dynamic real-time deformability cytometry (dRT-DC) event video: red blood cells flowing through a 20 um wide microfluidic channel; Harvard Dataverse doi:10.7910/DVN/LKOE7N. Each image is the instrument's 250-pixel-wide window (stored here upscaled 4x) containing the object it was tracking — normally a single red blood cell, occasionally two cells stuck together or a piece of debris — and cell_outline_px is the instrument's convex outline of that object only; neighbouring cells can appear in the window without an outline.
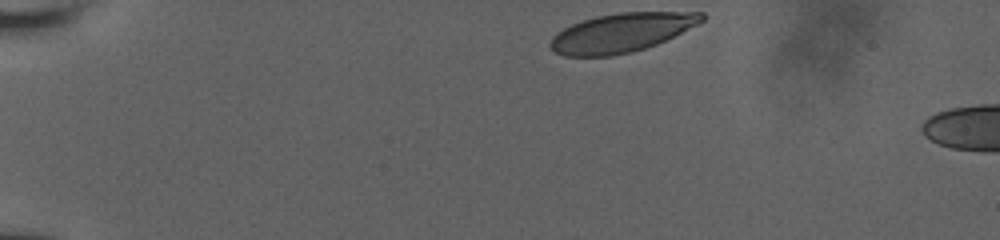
{"species": "human", "species_latin": "Homo sapiens", "temperature_condition": "room temperature", "stored_images_in_passage": 3, "camera_frame_rate_fps": 3000, "um_per_image_px": 0.085, "donor": {"sex": "male"}, "frame": {"image": 1, "passage_image": 1, "time_ms": 0.0, "image_size_px": [1000, 240], "cell_outline_px": [[704, 20], [656, 44], [632, 52], [612, 56], [564, 56], [556, 52], [548, 44], [552, 36], [556, 32], [572, 24], [596, 16], [620, 12], [704, 12]], "centroid_in_image_um": [52.77, 2.78], "position_along_channel_um": 32.2, "area_um2": 33.99}}